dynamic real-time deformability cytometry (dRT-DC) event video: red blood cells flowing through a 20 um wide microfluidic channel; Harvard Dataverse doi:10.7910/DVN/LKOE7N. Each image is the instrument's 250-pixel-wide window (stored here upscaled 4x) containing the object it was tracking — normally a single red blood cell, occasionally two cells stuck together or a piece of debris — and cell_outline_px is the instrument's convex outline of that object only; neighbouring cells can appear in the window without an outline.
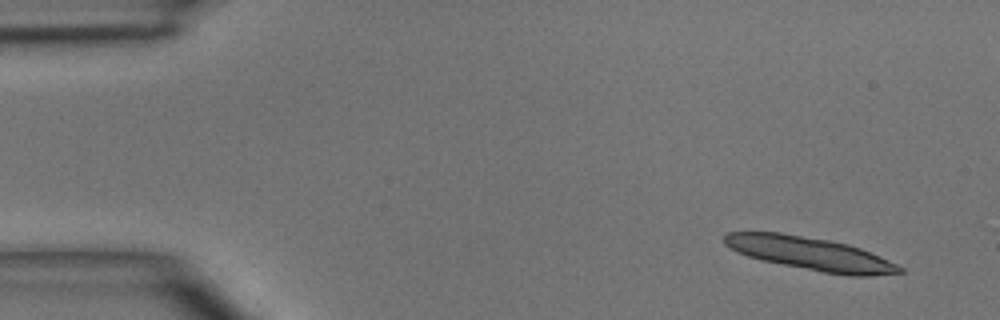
{"species": "common noctule bat (a hibernating species)", "species_latin": "Nyctalus noctula", "temperature_condition": "room temperature", "stored_images_in_passage": 5, "segment_of_instrument_passage": [1, 2], "camera_frame_rate_fps": 3000, "um_per_image_px": 0.085, "animal": {"sex": "male", "body_mass_g": 15.6}, "frame": {"image": 1, "passage_image": 1, "time_ms": 0.0, "image_size_px": [1000, 320], "cell_outline_px": [[904, 272], [872, 276], [848, 276], [824, 272], [760, 260], [736, 252], [724, 244], [724, 236], [728, 232], [780, 232], [828, 240], [848, 244], [860, 248], [880, 256], [904, 268]], "centroid_in_image_um": [68.87, 21.56], "position_along_channel_um": 16.1, "area_um2": 33.7}}